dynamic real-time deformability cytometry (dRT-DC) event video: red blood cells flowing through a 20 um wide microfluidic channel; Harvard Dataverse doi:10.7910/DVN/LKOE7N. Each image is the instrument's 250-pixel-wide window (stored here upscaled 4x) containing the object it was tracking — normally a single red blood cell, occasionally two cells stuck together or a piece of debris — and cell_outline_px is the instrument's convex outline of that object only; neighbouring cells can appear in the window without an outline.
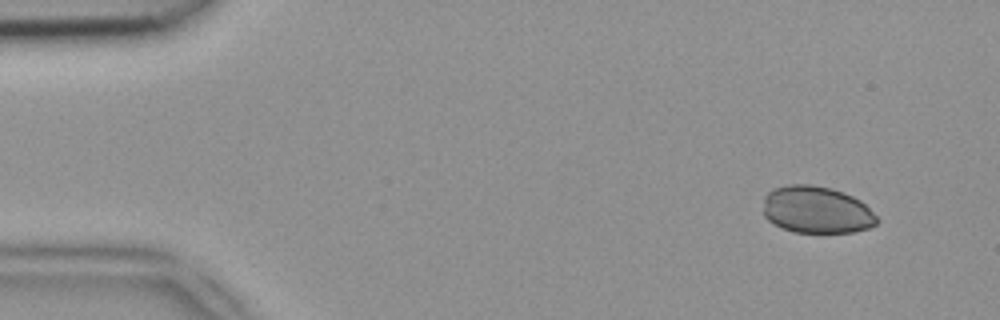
{"species": "common noctule bat (a hibernating species)", "species_latin": "Nyctalus noctula", "temperature_condition": "room temperature", "stored_images_in_passage": 49, "camera_frame_rate_fps": 3000, "um_per_image_px": 0.085, "animal": {"sex": "female", "body_mass_g": 18.4}, "frame": {"image": 1, "passage_image": 4, "time_ms": 1.0, "image_size_px": [1000, 320], "cell_outline_px": [[880, 220], [876, 224], [868, 228], [852, 232], [792, 232], [768, 220], [764, 216], [764, 196], [768, 192], [776, 188], [792, 184], [808, 184], [832, 188], [844, 192], [860, 200]], "centroid_in_image_um": [69.41, 17.83], "position_along_channel_um": 15.6, "area_um2": 31.04}}
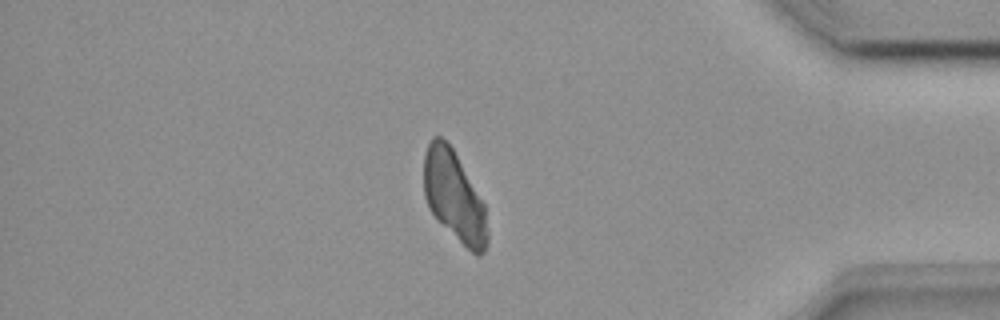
{"frame": {"image": 2, "passage_image": 42, "time_ms": 13.667, "image_size_px": [1000, 320], "cell_outline_px": [[488, 240], [484, 252], [480, 256], [476, 256], [428, 208], [424, 196], [424, 156], [428, 144], [432, 136], [440, 136], [452, 148], [484, 204], [488, 232]], "centroid_in_image_um": [38.6, 16.67], "position_along_channel_um": 396.6, "area_um2": 32.6}}